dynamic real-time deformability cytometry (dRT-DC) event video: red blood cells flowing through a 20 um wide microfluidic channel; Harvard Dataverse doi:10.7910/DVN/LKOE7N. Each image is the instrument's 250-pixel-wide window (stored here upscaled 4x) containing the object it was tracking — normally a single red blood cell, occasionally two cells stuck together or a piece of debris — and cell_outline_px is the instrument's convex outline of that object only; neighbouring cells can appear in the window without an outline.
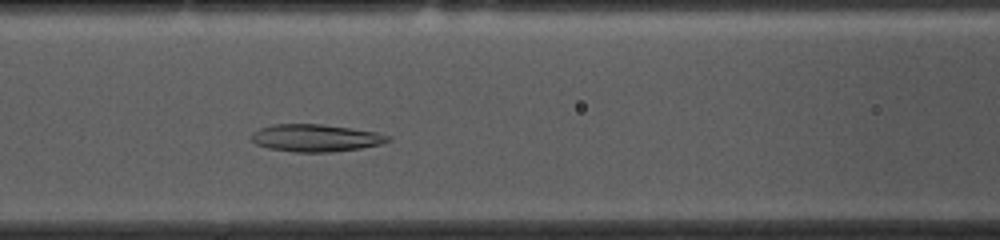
{"species": "common noctule bat (a hibernating species)", "species_latin": "Nyctalus noctula", "temperature_condition": "cold", "stored_images_in_passage": 38, "camera_frame_rate_fps": 3000, "um_per_image_px": 0.085, "animal": {"sex": "female", "body_mass_g": 10.0, "forearm_length_mm": 53.1}, "frame": {"image": 1, "passage_image": 16, "time_ms": 5.0, "image_size_px": [1000, 240], "cell_outline_px": [[392, 140], [380, 144], [360, 148], [328, 152], [292, 152], [268, 148], [256, 144], [252, 140], [252, 132], [260, 128], [272, 124], [320, 124], [352, 128], [376, 132], [392, 136]], "centroid_in_image_um": [26.84, 11.72], "position_along_channel_um": 139.8, "area_um2": 21.79}}
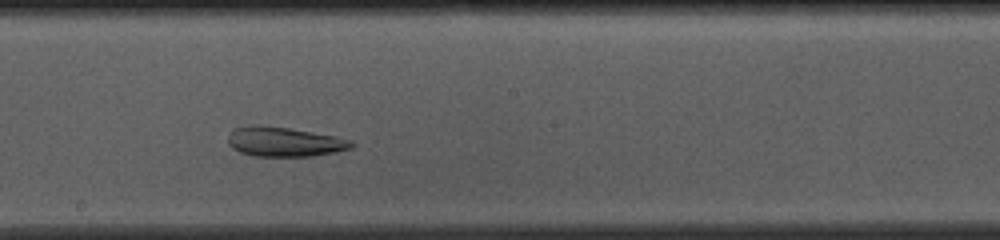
{"frame": {"image": 2, "passage_image": 23, "time_ms": 7.333, "image_size_px": [1000, 240], "cell_outline_px": [[356, 144], [352, 148], [336, 152], [312, 156], [252, 156], [240, 152], [232, 148], [228, 144], [228, 136], [232, 128], [248, 124], [260, 124], [288, 128], [336, 136], [352, 140]], "centroid_in_image_um": [24.14, 12.04], "position_along_channel_um": 224.1, "area_um2": 21.68}}
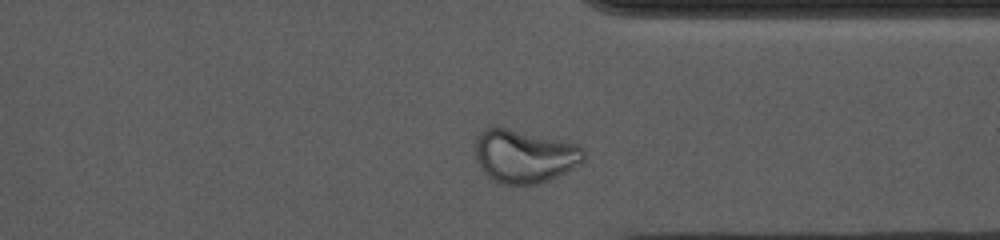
{"frame": {"image": 3, "passage_image": 35, "time_ms": 11.333, "image_size_px": [1000, 240], "cell_outline_px": [[584, 156], [580, 164], [548, 180], [536, 184], [504, 184], [488, 176], [480, 168], [476, 160], [476, 140], [480, 132], [496, 124], [576, 144], [584, 152]], "centroid_in_image_um": [44.53, 13.24], "position_along_channel_um": 366.9, "area_um2": 33.47}, "authors_computed_cell_mechanics": {"area_um2": 23.7847, "velocity_mm_per_s": 3.6192, "shape_relaxation_time_tau1_ms": null, "shape_relaxation_time_tau2_ms": 1.8398, "deformation_change_tau1": null, "deformation_change_tau2": 0.0958}}